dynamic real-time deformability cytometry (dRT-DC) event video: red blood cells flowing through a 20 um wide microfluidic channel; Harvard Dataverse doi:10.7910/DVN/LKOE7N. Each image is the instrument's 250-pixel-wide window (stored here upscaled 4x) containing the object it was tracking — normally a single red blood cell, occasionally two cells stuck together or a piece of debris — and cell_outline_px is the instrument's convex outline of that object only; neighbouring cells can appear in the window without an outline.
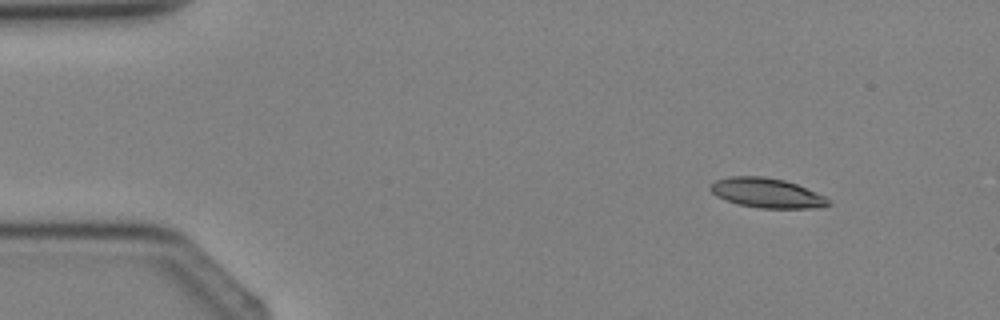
{"species": "Egyptian fruit bat (a non-hibernating species)", "species_latin": "Rousettus aegyptiacus", "temperature_condition": "cold", "stored_images_in_passage": 3, "camera_frame_rate_fps": 3000, "um_per_image_px": 0.085, "animal": {"sex": "female"}, "frame": {"image": 1, "passage_image": 1, "time_ms": 0.0, "image_size_px": [1000, 320], "cell_outline_px": [[832, 204], [824, 208], [760, 208], [740, 204], [716, 196], [708, 188], [708, 184], [716, 180], [728, 176], [764, 176], [784, 180], [796, 184], [824, 196], [832, 200]], "centroid_in_image_um": [65.19, 16.4], "position_along_channel_um": 19.8, "area_um2": 20.52}}